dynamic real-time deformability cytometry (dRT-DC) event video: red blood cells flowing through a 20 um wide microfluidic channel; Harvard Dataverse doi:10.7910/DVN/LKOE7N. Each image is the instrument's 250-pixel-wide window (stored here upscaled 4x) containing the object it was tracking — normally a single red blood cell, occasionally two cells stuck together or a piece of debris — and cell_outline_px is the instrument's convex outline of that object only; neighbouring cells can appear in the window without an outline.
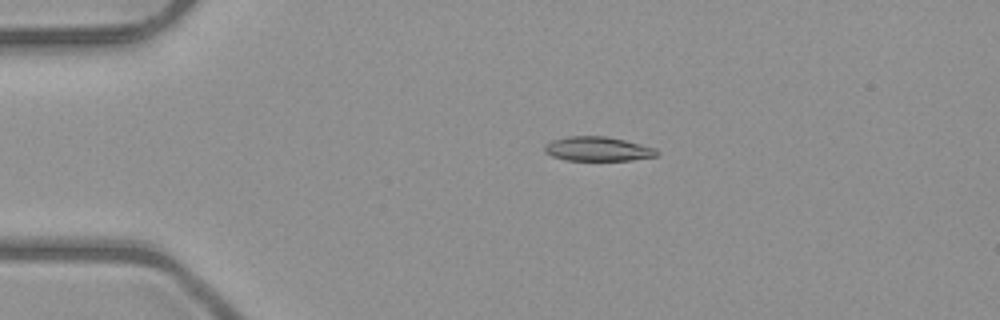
{"species": "common noctule bat (a hibernating species)", "species_latin": "Nyctalus noctula", "temperature_condition": "room temperature", "stored_images_in_passage": 42, "camera_frame_rate_fps": 3000, "um_per_image_px": 0.085, "animal": {"sex": "male", "body_mass_g": 23.1, "forearm_length_mm": 52.7}, "frame": {"image": 1, "passage_image": 2, "time_ms": 0.333, "image_size_px": [1000, 320], "cell_outline_px": [[660, 152], [656, 156], [632, 160], [564, 160], [552, 156], [544, 152], [544, 144], [552, 140], [568, 136], [604, 136], [624, 140], [656, 148]], "centroid_in_image_um": [50.79, 12.66], "position_along_channel_um": 34.2, "area_um2": 15.95}}
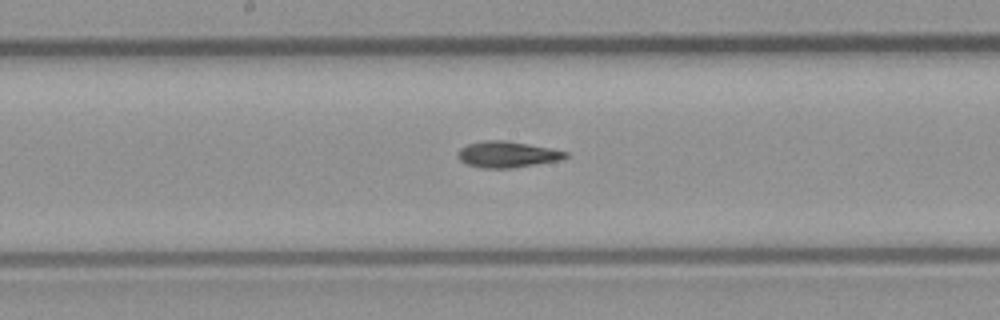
{"frame": {"image": 2, "passage_image": 18, "time_ms": 5.667, "image_size_px": [1000, 320], "cell_outline_px": [[568, 156], [560, 160], [512, 168], [480, 168], [468, 164], [460, 160], [456, 156], [456, 152], [460, 148], [468, 144], [484, 140], [504, 140], [552, 148], [568, 152]], "centroid_in_image_um": [43.09, 13.12], "position_along_channel_um": 205.1, "area_um2": 16.47}}
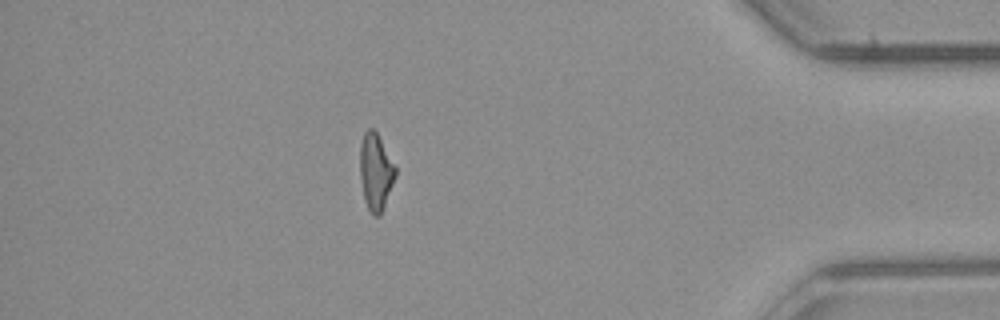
{"frame": {"image": 3, "passage_image": 36, "time_ms": 11.667, "image_size_px": [1000, 320], "cell_outline_px": [[396, 176], [380, 216], [372, 216], [364, 200], [360, 176], [360, 144], [364, 132], [368, 128], [372, 128], [376, 132], [396, 168]], "centroid_in_image_um": [31.92, 14.62], "position_along_channel_um": 403.3, "area_um2": 15.72}, "authors_computed_cell_mechanics": {"area_um2": 16.0973, "velocity_mm_per_s": 4.0485, "shape_relaxation_time_tau1_ms": null, "shape_relaxation_time_tau2_ms": 6.694, "deformation_change_tau1": null, "deformation_change_tau2": 0.1685}}